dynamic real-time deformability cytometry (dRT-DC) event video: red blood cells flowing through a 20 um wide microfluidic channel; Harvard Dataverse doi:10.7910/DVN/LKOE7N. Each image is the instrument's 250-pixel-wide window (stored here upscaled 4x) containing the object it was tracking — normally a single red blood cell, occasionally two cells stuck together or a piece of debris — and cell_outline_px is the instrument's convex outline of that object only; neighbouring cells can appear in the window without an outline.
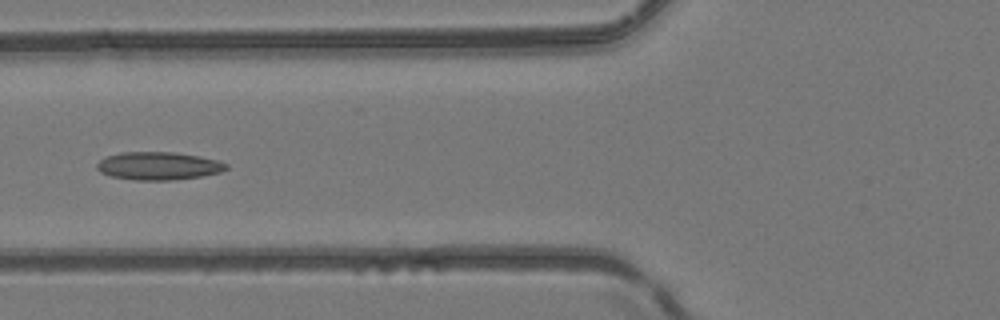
{"species": "common noctule bat (a hibernating species)", "species_latin": "Nyctalus noctula", "temperature_condition": "room temperature", "stored_images_in_passage": 34, "camera_frame_rate_fps": 3000, "um_per_image_px": 0.085, "animal": {"sex": "female", "body_mass_g": 24.6, "forearm_length_mm": 56.2}, "frame": {"image": 1, "passage_image": 20, "time_ms": 6.333, "image_size_px": [1000, 320], "cell_outline_px": [[228, 168], [220, 172], [200, 176], [172, 180], [136, 180], [112, 176], [100, 172], [96, 168], [96, 164], [104, 156], [120, 152], [172, 152], [200, 156], [220, 160], [228, 164]], "centroid_in_image_um": [13.46, 14.09], "position_along_channel_um": 112.3, "area_um2": 21.15}}